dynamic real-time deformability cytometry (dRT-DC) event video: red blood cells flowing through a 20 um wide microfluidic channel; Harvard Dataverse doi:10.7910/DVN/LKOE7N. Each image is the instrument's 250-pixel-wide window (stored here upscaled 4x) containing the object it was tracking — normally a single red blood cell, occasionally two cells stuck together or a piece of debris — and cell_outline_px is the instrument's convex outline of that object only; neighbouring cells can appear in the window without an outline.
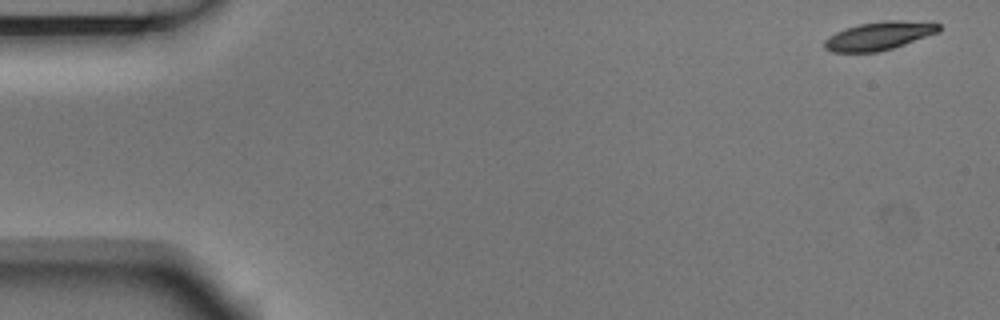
{"species": "Egyptian fruit bat (a non-hibernating species)", "species_latin": "Rousettus aegyptiacus", "temperature_condition": "room temperature", "stored_images_in_passage": 4, "camera_frame_rate_fps": 3000, "um_per_image_px": 0.085, "animal": {"sex": "male"}, "frame": {"image": 1, "passage_image": 1, "time_ms": 0.0, "image_size_px": [1000, 320], "cell_outline_px": [[940, 32], [892, 48], [876, 52], [832, 52], [824, 48], [824, 40], [828, 36], [844, 28], [860, 24], [884, 20], [900, 20], [940, 24]], "centroid_in_image_um": [74.68, 3.05], "position_along_channel_um": 10.3, "area_um2": 18.79}}
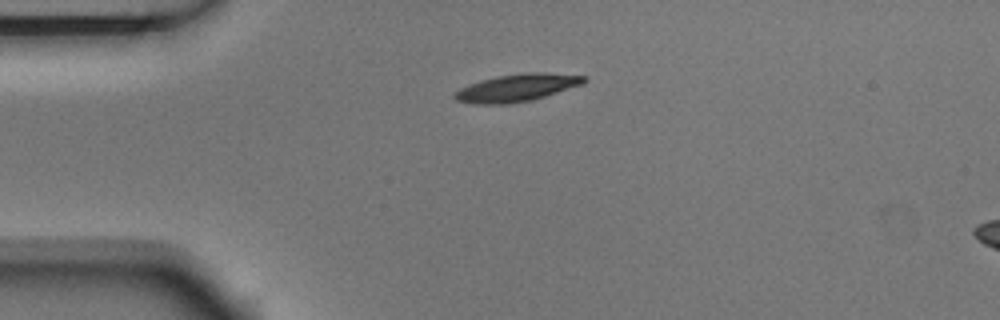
{"frame": {"image": 2, "passage_image": 4, "time_ms": 1.0, "image_size_px": [1000, 320], "cell_outline_px": [[588, 80], [584, 84], [532, 100], [508, 104], [472, 104], [456, 100], [452, 96], [460, 88], [480, 80], [496, 76], [528, 72], [540, 72], [584, 76]], "centroid_in_image_um": [43.93, 7.46], "position_along_channel_um": 41.1, "area_um2": 20.69}}